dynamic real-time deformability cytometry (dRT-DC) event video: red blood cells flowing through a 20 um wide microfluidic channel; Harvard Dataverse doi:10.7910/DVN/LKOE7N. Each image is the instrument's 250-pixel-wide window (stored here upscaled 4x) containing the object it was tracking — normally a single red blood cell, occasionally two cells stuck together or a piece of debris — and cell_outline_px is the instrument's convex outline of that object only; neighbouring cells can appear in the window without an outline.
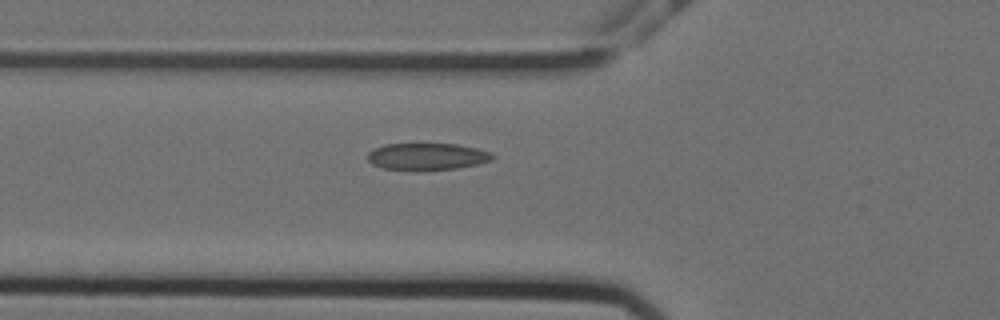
{"species": "Egyptian fruit bat (a non-hibernating species)", "species_latin": "Rousettus aegyptiacus", "temperature_condition": "cold", "stored_images_in_passage": 39, "camera_frame_rate_fps": 3000, "um_per_image_px": 0.085, "animal": {"sex": "female"}, "frame": {"image": 1, "passage_image": 2, "time_ms": 0.333, "image_size_px": [1000, 320], "cell_outline_px": [[496, 156], [492, 160], [476, 164], [456, 168], [416, 172], [412, 172], [380, 168], [372, 164], [368, 160], [368, 152], [384, 144], [456, 144], [476, 148], [492, 152]], "centroid_in_image_um": [36.28, 13.33], "position_along_channel_um": 89.5, "area_um2": 20.06}}
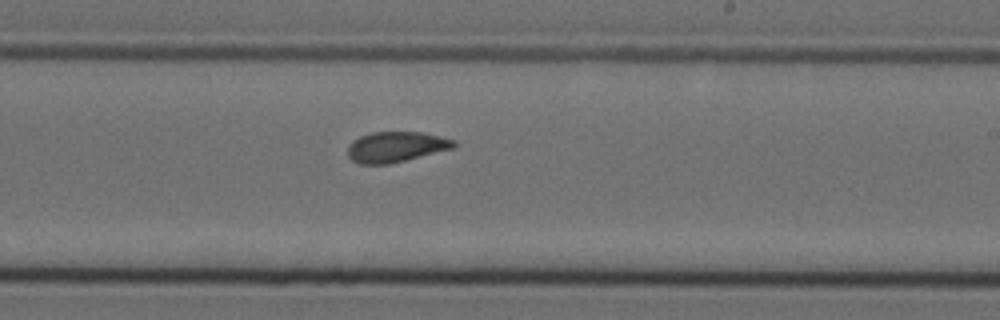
{"frame": {"image": 2, "passage_image": 16, "time_ms": 5.0, "image_size_px": [1000, 320], "cell_outline_px": [[456, 148], [388, 164], [360, 164], [352, 160], [348, 156], [348, 144], [352, 140], [360, 136], [372, 132], [424, 132], [456, 140]], "centroid_in_image_um": [33.67, 12.48], "position_along_channel_um": 255.3, "area_um2": 19.02}}
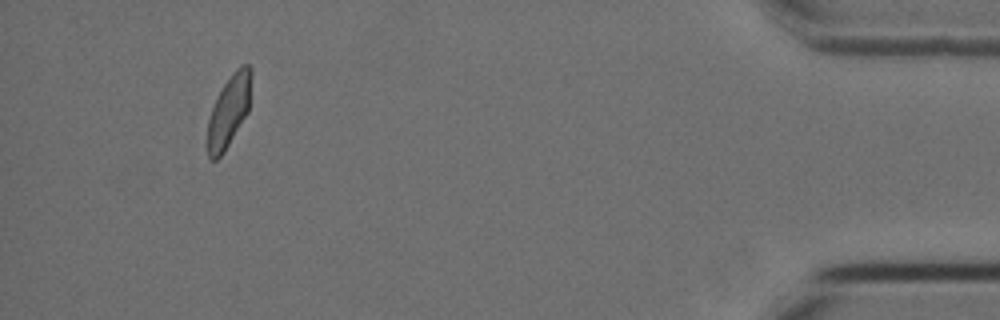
{"frame": {"image": 3, "passage_image": 35, "time_ms": 11.333, "image_size_px": [1000, 320], "cell_outline_px": [[252, 72], [248, 112], [224, 152], [216, 160], [208, 160], [208, 120], [212, 108], [224, 84], [232, 72], [240, 64], [248, 64], [252, 68]], "centroid_in_image_um": [19.47, 9.41], "position_along_channel_um": 415.7, "area_um2": 18.15}}